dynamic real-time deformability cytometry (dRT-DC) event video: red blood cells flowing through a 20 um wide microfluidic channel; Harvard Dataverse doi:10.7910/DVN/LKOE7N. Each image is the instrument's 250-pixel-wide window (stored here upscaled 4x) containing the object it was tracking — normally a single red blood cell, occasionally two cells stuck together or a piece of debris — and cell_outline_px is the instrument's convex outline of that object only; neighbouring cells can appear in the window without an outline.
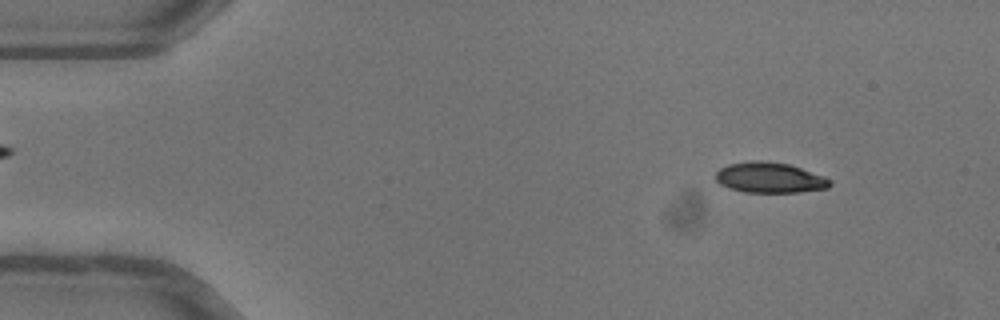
{"species": "common noctule bat (a hibernating species)", "species_latin": "Nyctalus noctula", "temperature_condition": "warm", "stored_images_in_passage": 48, "camera_frame_rate_fps": 3000, "um_per_image_px": 0.085, "animal": {"sex": "female"}, "frame": {"image": 1, "passage_image": 3, "time_ms": 0.667, "image_size_px": [1000, 320], "cell_outline_px": [[832, 184], [828, 188], [796, 192], [744, 192], [728, 188], [720, 184], [716, 180], [716, 172], [720, 168], [728, 164], [752, 160], [760, 160], [788, 164], [824, 176]], "centroid_in_image_um": [65.38, 15.1], "position_along_channel_um": 19.6, "area_um2": 20.17}}
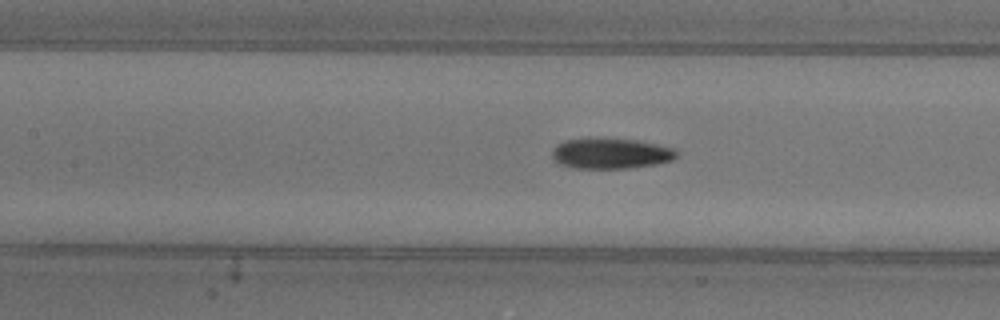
{"frame": {"image": 2, "passage_image": 20, "time_ms": 6.333, "image_size_px": [1000, 320], "cell_outline_px": [[676, 156], [672, 160], [656, 164], [632, 168], [576, 168], [560, 164], [552, 160], [552, 148], [556, 144], [564, 140], [588, 136], [640, 140], [676, 148]], "centroid_in_image_um": [51.87, 13.01], "position_along_channel_um": 155.5, "area_um2": 22.95}}
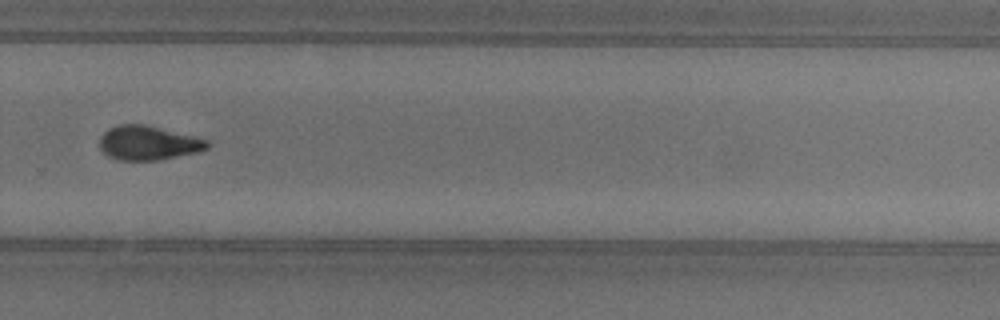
{"frame": {"image": 3, "passage_image": 32, "time_ms": 10.333, "image_size_px": [1000, 320], "cell_outline_px": [[212, 144], [208, 148], [196, 152], [156, 160], [116, 160], [108, 156], [100, 148], [100, 136], [108, 128], [116, 124], [144, 124], [208, 140]], "centroid_in_image_um": [12.56, 12.14], "position_along_channel_um": 317.2, "area_um2": 21.33}, "authors_computed_cell_mechanics": {"area_um2": 21.3282, "velocity_mm_per_s": 4.0567, "shape_relaxation_time_tau1_ms": 3.2606, "shape_relaxation_time_tau2_ms": 3.4001, "deformation_change_tau1": 0.1802, "deformation_change_tau2": 0.1021}}